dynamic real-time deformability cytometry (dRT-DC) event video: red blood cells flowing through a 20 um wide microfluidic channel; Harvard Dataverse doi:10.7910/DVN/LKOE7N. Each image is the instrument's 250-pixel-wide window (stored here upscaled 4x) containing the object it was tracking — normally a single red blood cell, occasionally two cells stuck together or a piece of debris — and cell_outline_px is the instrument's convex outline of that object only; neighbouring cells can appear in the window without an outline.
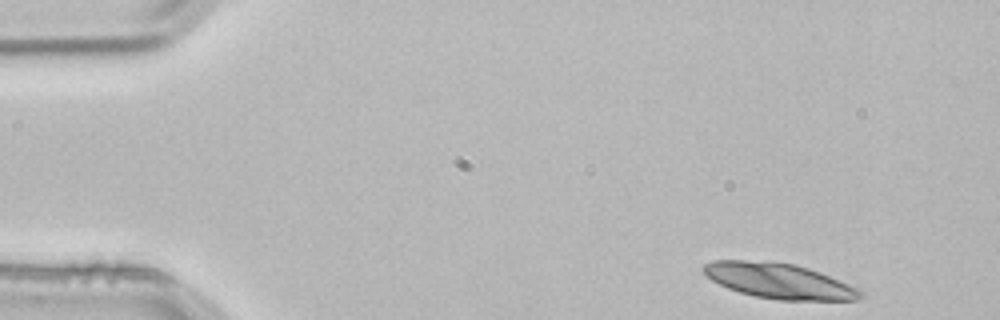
{"species": "common noctule bat (a hibernating species)", "species_latin": "Nyctalus noctula", "temperature_condition": "room temperature", "stored_images_in_passage": 4, "camera_frame_rate_fps": 3000, "um_per_image_px": 0.085, "animal": {"sex": "male", "body_mass_g": 21.5, "forearm_length_mm": 52.0}, "frame": {"image": 1, "passage_image": 1, "time_ms": 0.0, "image_size_px": [1000, 320], "cell_outline_px": [[864, 296], [856, 300], [780, 300], [756, 296], [740, 292], [728, 288], [712, 280], [700, 268], [704, 264], [712, 260], [772, 260], [792, 264], [808, 268], [820, 272], [848, 284], [864, 292]], "centroid_in_image_um": [66.2, 23.86], "position_along_channel_um": 18.8, "area_um2": 32.25}}